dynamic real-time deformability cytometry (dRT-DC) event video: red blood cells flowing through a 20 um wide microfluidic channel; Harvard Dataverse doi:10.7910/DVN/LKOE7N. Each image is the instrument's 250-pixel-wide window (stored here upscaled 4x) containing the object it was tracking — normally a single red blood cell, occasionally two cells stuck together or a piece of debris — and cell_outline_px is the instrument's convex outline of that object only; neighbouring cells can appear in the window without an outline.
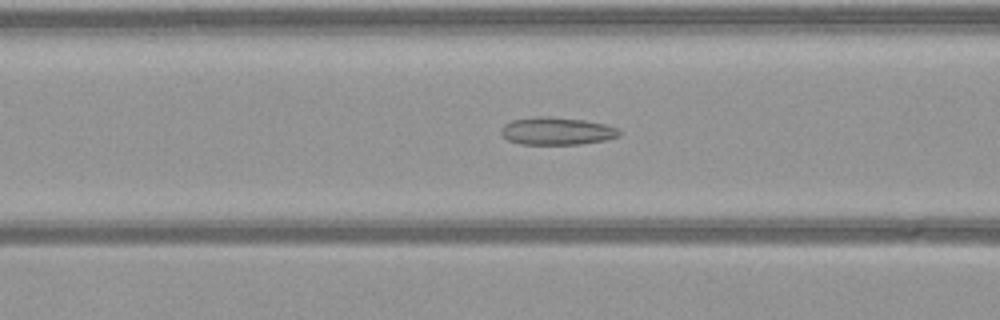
{"species": "common noctule bat (a hibernating species)", "species_latin": "Nyctalus noctula", "temperature_condition": "warm", "stored_images_in_passage": 53, "camera_frame_rate_fps": 3000, "um_per_image_px": 0.085, "animal": {"sex": "female", "body_mass_g": 21.9}, "frame": {"image": 1, "passage_image": 20, "time_ms": 6.333, "image_size_px": [1000, 320], "cell_outline_px": [[620, 136], [604, 140], [580, 144], [520, 144], [508, 140], [500, 132], [500, 128], [504, 124], [512, 120], [536, 116], [548, 116], [584, 120], [604, 124], [616, 128], [620, 132]], "centroid_in_image_um": [47.29, 11.13], "position_along_channel_um": 119.3, "area_um2": 18.96}}
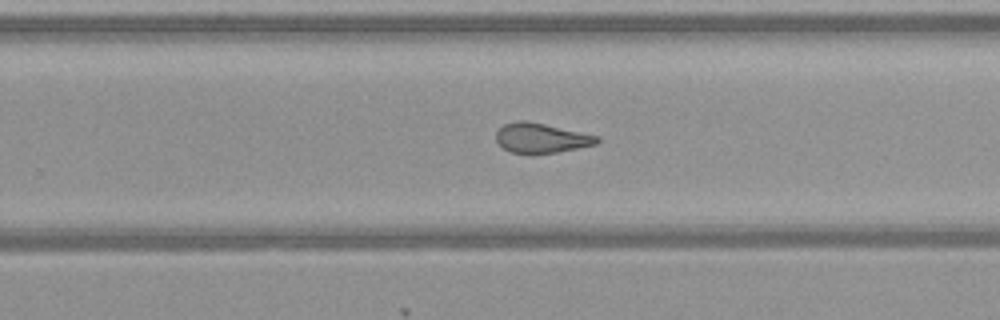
{"frame": {"image": 2, "passage_image": 33, "time_ms": 10.667, "image_size_px": [1000, 320], "cell_outline_px": [[600, 140], [596, 144], [556, 152], [508, 152], [496, 140], [496, 132], [504, 124], [516, 120], [528, 120], [600, 136]], "centroid_in_image_um": [46.01, 11.7], "position_along_channel_um": 283.8, "area_um2": 17.28}}
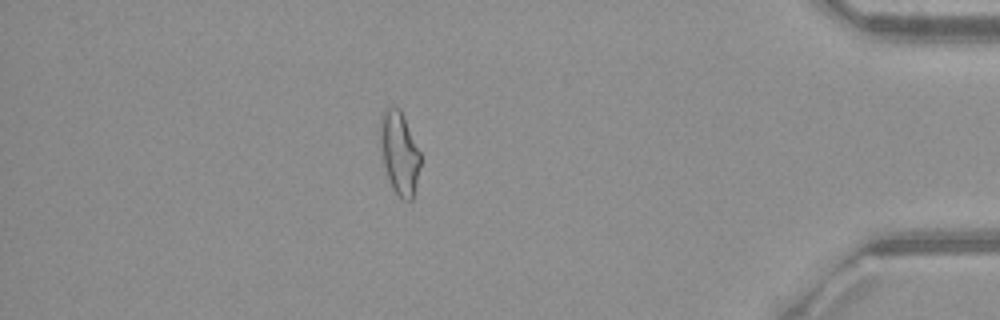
{"frame": {"image": 3, "passage_image": 46, "time_ms": 15.0, "image_size_px": [1000, 320], "cell_outline_px": [[420, 164], [412, 200], [404, 200], [392, 188], [384, 164], [380, 148], [380, 120], [384, 108], [392, 104], [400, 108], [404, 116], [420, 152]], "centroid_in_image_um": [33.93, 12.92], "position_along_channel_um": 401.3, "area_um2": 19.31}}